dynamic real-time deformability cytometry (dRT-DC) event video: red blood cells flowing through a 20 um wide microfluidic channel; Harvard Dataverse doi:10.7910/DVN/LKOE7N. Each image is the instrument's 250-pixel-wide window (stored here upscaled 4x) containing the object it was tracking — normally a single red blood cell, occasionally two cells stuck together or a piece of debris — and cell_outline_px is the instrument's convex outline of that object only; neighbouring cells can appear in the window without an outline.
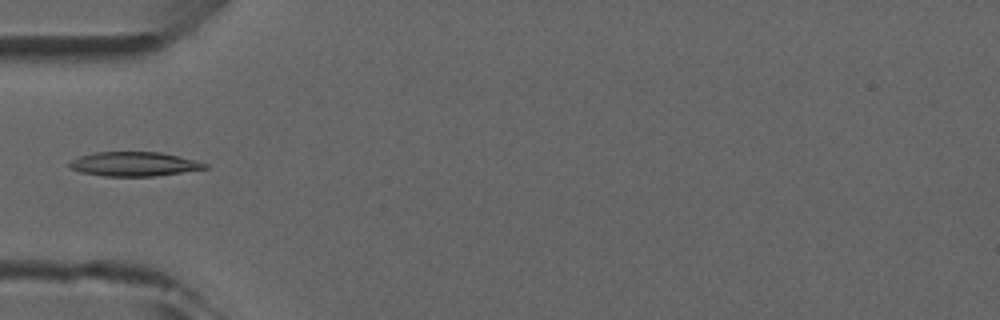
{"species": "common noctule bat (a hibernating species)", "species_latin": "Nyctalus noctula", "temperature_condition": "room temperature", "stored_images_in_passage": 5, "camera_frame_rate_fps": 3000, "um_per_image_px": 0.085, "animal": {"sex": "male", "forearm_length_mm": 52.5}, "frame": {"image": 1, "passage_image": 4, "time_ms": 3.667, "image_size_px": [1000, 320], "cell_outline_px": [[208, 168], [156, 176], [104, 176], [80, 172], [68, 168], [68, 164], [72, 160], [80, 156], [96, 152], [160, 152], [208, 164]], "centroid_in_image_um": [11.34, 13.95], "position_along_channel_um": 73.7, "area_um2": 18.96}}
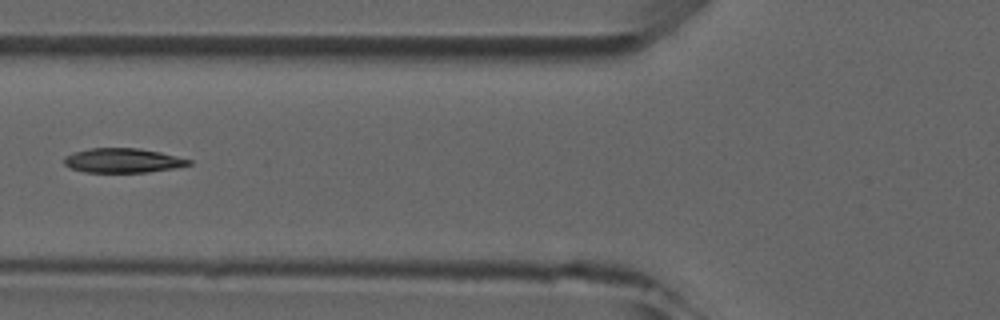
{"frame": {"image": 2, "passage_image": 5, "time_ms": 4.667, "image_size_px": [1000, 320], "cell_outline_px": [[192, 164], [176, 168], [148, 172], [84, 172], [68, 168], [64, 164], [64, 156], [72, 152], [92, 148], [140, 148], [160, 152], [192, 160]], "centroid_in_image_um": [10.42, 13.64], "position_along_channel_um": 115.4, "area_um2": 17.92}}